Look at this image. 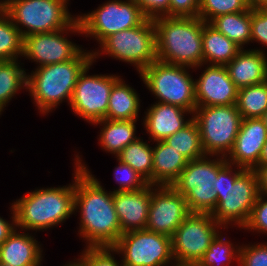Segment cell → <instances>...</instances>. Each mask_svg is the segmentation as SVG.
<instances>
[{"label":"cell","instance_id":"1","mask_svg":"<svg viewBox=\"0 0 267 266\" xmlns=\"http://www.w3.org/2000/svg\"><path fill=\"white\" fill-rule=\"evenodd\" d=\"M75 156V205L79 212V237L85 247H113L123 234L113 203V191H107L91 173L87 164Z\"/></svg>","mask_w":267,"mask_h":266},{"label":"cell","instance_id":"2","mask_svg":"<svg viewBox=\"0 0 267 266\" xmlns=\"http://www.w3.org/2000/svg\"><path fill=\"white\" fill-rule=\"evenodd\" d=\"M212 187L217 193L212 218L223 229H228V225L243 229L259 196L256 171L228 163L225 157L218 156V176Z\"/></svg>","mask_w":267,"mask_h":266},{"label":"cell","instance_id":"3","mask_svg":"<svg viewBox=\"0 0 267 266\" xmlns=\"http://www.w3.org/2000/svg\"><path fill=\"white\" fill-rule=\"evenodd\" d=\"M73 181L69 185L37 188L12 203L16 228L22 231H47L63 224L74 214L75 163Z\"/></svg>","mask_w":267,"mask_h":266},{"label":"cell","instance_id":"4","mask_svg":"<svg viewBox=\"0 0 267 266\" xmlns=\"http://www.w3.org/2000/svg\"><path fill=\"white\" fill-rule=\"evenodd\" d=\"M93 62L92 51L83 50L75 59L36 67L27 73L26 91L42 115L52 113L60 103L70 105L80 74Z\"/></svg>","mask_w":267,"mask_h":266},{"label":"cell","instance_id":"5","mask_svg":"<svg viewBox=\"0 0 267 266\" xmlns=\"http://www.w3.org/2000/svg\"><path fill=\"white\" fill-rule=\"evenodd\" d=\"M153 20L158 61L192 69L203 64V20L199 17L167 16Z\"/></svg>","mask_w":267,"mask_h":266},{"label":"cell","instance_id":"6","mask_svg":"<svg viewBox=\"0 0 267 266\" xmlns=\"http://www.w3.org/2000/svg\"><path fill=\"white\" fill-rule=\"evenodd\" d=\"M100 47L92 50L93 62L102 54L112 59L134 65L138 74L157 60L156 31L152 19H147L142 25L131 29L115 32L106 37Z\"/></svg>","mask_w":267,"mask_h":266},{"label":"cell","instance_id":"7","mask_svg":"<svg viewBox=\"0 0 267 266\" xmlns=\"http://www.w3.org/2000/svg\"><path fill=\"white\" fill-rule=\"evenodd\" d=\"M191 67L156 60L139 75L156 102L181 107L192 113L197 107Z\"/></svg>","mask_w":267,"mask_h":266},{"label":"cell","instance_id":"8","mask_svg":"<svg viewBox=\"0 0 267 266\" xmlns=\"http://www.w3.org/2000/svg\"><path fill=\"white\" fill-rule=\"evenodd\" d=\"M69 0H17L3 11L22 36L48 33L70 27L77 15H71Z\"/></svg>","mask_w":267,"mask_h":266},{"label":"cell","instance_id":"9","mask_svg":"<svg viewBox=\"0 0 267 266\" xmlns=\"http://www.w3.org/2000/svg\"><path fill=\"white\" fill-rule=\"evenodd\" d=\"M192 115L199 128L205 154L226 157L234 145L242 121L236 104L197 106Z\"/></svg>","mask_w":267,"mask_h":266},{"label":"cell","instance_id":"10","mask_svg":"<svg viewBox=\"0 0 267 266\" xmlns=\"http://www.w3.org/2000/svg\"><path fill=\"white\" fill-rule=\"evenodd\" d=\"M217 176L218 155H206L188 161L172 186L185 197L191 213H212L217 204L212 187Z\"/></svg>","mask_w":267,"mask_h":266},{"label":"cell","instance_id":"11","mask_svg":"<svg viewBox=\"0 0 267 266\" xmlns=\"http://www.w3.org/2000/svg\"><path fill=\"white\" fill-rule=\"evenodd\" d=\"M85 37L100 44L109 35L142 25L148 18L135 0H107L95 10L77 15Z\"/></svg>","mask_w":267,"mask_h":266},{"label":"cell","instance_id":"12","mask_svg":"<svg viewBox=\"0 0 267 266\" xmlns=\"http://www.w3.org/2000/svg\"><path fill=\"white\" fill-rule=\"evenodd\" d=\"M113 248L123 266H165L174 260L172 238L147 229L123 233Z\"/></svg>","mask_w":267,"mask_h":266},{"label":"cell","instance_id":"13","mask_svg":"<svg viewBox=\"0 0 267 266\" xmlns=\"http://www.w3.org/2000/svg\"><path fill=\"white\" fill-rule=\"evenodd\" d=\"M93 63L80 74L70 102L71 110L92 125L105 119L113 85L122 77L117 74L88 75Z\"/></svg>","mask_w":267,"mask_h":266},{"label":"cell","instance_id":"14","mask_svg":"<svg viewBox=\"0 0 267 266\" xmlns=\"http://www.w3.org/2000/svg\"><path fill=\"white\" fill-rule=\"evenodd\" d=\"M221 230L211 213H190L172 236L173 258L198 264Z\"/></svg>","mask_w":267,"mask_h":266},{"label":"cell","instance_id":"15","mask_svg":"<svg viewBox=\"0 0 267 266\" xmlns=\"http://www.w3.org/2000/svg\"><path fill=\"white\" fill-rule=\"evenodd\" d=\"M73 33L83 35L78 19L62 30L27 35L24 37L22 57L34 61L38 65L36 67L73 60L84 50L67 39L68 35Z\"/></svg>","mask_w":267,"mask_h":266},{"label":"cell","instance_id":"16","mask_svg":"<svg viewBox=\"0 0 267 266\" xmlns=\"http://www.w3.org/2000/svg\"><path fill=\"white\" fill-rule=\"evenodd\" d=\"M190 213L185 197L172 185H151L147 230L172 238Z\"/></svg>","mask_w":267,"mask_h":266},{"label":"cell","instance_id":"17","mask_svg":"<svg viewBox=\"0 0 267 266\" xmlns=\"http://www.w3.org/2000/svg\"><path fill=\"white\" fill-rule=\"evenodd\" d=\"M199 78L194 79L197 106H229L237 103L238 88L229 77L225 65L202 64ZM202 67V68H201ZM195 69V70H194Z\"/></svg>","mask_w":267,"mask_h":266},{"label":"cell","instance_id":"18","mask_svg":"<svg viewBox=\"0 0 267 266\" xmlns=\"http://www.w3.org/2000/svg\"><path fill=\"white\" fill-rule=\"evenodd\" d=\"M267 140V127L261 118L242 119L234 145L225 157L228 163L255 170Z\"/></svg>","mask_w":267,"mask_h":266},{"label":"cell","instance_id":"19","mask_svg":"<svg viewBox=\"0 0 267 266\" xmlns=\"http://www.w3.org/2000/svg\"><path fill=\"white\" fill-rule=\"evenodd\" d=\"M113 203L122 233L146 229L151 204V184L134 191L113 192Z\"/></svg>","mask_w":267,"mask_h":266},{"label":"cell","instance_id":"20","mask_svg":"<svg viewBox=\"0 0 267 266\" xmlns=\"http://www.w3.org/2000/svg\"><path fill=\"white\" fill-rule=\"evenodd\" d=\"M146 110L142 125L149 134V140L153 142L165 140L186 126L193 118L191 111L171 104L155 102ZM189 114L191 117L186 119L185 116Z\"/></svg>","mask_w":267,"mask_h":266},{"label":"cell","instance_id":"21","mask_svg":"<svg viewBox=\"0 0 267 266\" xmlns=\"http://www.w3.org/2000/svg\"><path fill=\"white\" fill-rule=\"evenodd\" d=\"M266 48L241 49L239 53L225 65L229 77L238 89L259 84L267 80Z\"/></svg>","mask_w":267,"mask_h":266},{"label":"cell","instance_id":"22","mask_svg":"<svg viewBox=\"0 0 267 266\" xmlns=\"http://www.w3.org/2000/svg\"><path fill=\"white\" fill-rule=\"evenodd\" d=\"M16 228L0 246V264L9 266H41L43 249L32 234Z\"/></svg>","mask_w":267,"mask_h":266},{"label":"cell","instance_id":"23","mask_svg":"<svg viewBox=\"0 0 267 266\" xmlns=\"http://www.w3.org/2000/svg\"><path fill=\"white\" fill-rule=\"evenodd\" d=\"M153 143V185H172L189 160L164 140Z\"/></svg>","mask_w":267,"mask_h":266},{"label":"cell","instance_id":"24","mask_svg":"<svg viewBox=\"0 0 267 266\" xmlns=\"http://www.w3.org/2000/svg\"><path fill=\"white\" fill-rule=\"evenodd\" d=\"M137 120H108L103 119L93 125L100 127L98 143L101 149L117 156L127 145L136 141Z\"/></svg>","mask_w":267,"mask_h":266},{"label":"cell","instance_id":"25","mask_svg":"<svg viewBox=\"0 0 267 266\" xmlns=\"http://www.w3.org/2000/svg\"><path fill=\"white\" fill-rule=\"evenodd\" d=\"M235 42L203 21L202 50L203 64L226 65L241 50Z\"/></svg>","mask_w":267,"mask_h":266},{"label":"cell","instance_id":"26","mask_svg":"<svg viewBox=\"0 0 267 266\" xmlns=\"http://www.w3.org/2000/svg\"><path fill=\"white\" fill-rule=\"evenodd\" d=\"M138 92L120 78L114 85L108 101L105 119L136 120L139 118L141 99Z\"/></svg>","mask_w":267,"mask_h":266},{"label":"cell","instance_id":"27","mask_svg":"<svg viewBox=\"0 0 267 266\" xmlns=\"http://www.w3.org/2000/svg\"><path fill=\"white\" fill-rule=\"evenodd\" d=\"M209 24L242 49L251 42V8L218 16Z\"/></svg>","mask_w":267,"mask_h":266},{"label":"cell","instance_id":"28","mask_svg":"<svg viewBox=\"0 0 267 266\" xmlns=\"http://www.w3.org/2000/svg\"><path fill=\"white\" fill-rule=\"evenodd\" d=\"M18 59L0 61V116L18 91L27 89V72Z\"/></svg>","mask_w":267,"mask_h":266},{"label":"cell","instance_id":"29","mask_svg":"<svg viewBox=\"0 0 267 266\" xmlns=\"http://www.w3.org/2000/svg\"><path fill=\"white\" fill-rule=\"evenodd\" d=\"M146 142L139 137L127 145L115 158L129 164L148 184L153 185V147Z\"/></svg>","mask_w":267,"mask_h":266},{"label":"cell","instance_id":"30","mask_svg":"<svg viewBox=\"0 0 267 266\" xmlns=\"http://www.w3.org/2000/svg\"><path fill=\"white\" fill-rule=\"evenodd\" d=\"M236 106L242 119L261 118L267 111V80L238 89Z\"/></svg>","mask_w":267,"mask_h":266},{"label":"cell","instance_id":"31","mask_svg":"<svg viewBox=\"0 0 267 266\" xmlns=\"http://www.w3.org/2000/svg\"><path fill=\"white\" fill-rule=\"evenodd\" d=\"M164 141L189 161L206 156L198 125L193 118L186 126L167 137Z\"/></svg>","mask_w":267,"mask_h":266},{"label":"cell","instance_id":"32","mask_svg":"<svg viewBox=\"0 0 267 266\" xmlns=\"http://www.w3.org/2000/svg\"><path fill=\"white\" fill-rule=\"evenodd\" d=\"M24 37L10 17L0 10V61L19 59L23 55Z\"/></svg>","mask_w":267,"mask_h":266},{"label":"cell","instance_id":"33","mask_svg":"<svg viewBox=\"0 0 267 266\" xmlns=\"http://www.w3.org/2000/svg\"><path fill=\"white\" fill-rule=\"evenodd\" d=\"M222 235L220 231L212 240L198 266H230L233 261L239 263L240 246L233 244L229 239L226 240Z\"/></svg>","mask_w":267,"mask_h":266},{"label":"cell","instance_id":"34","mask_svg":"<svg viewBox=\"0 0 267 266\" xmlns=\"http://www.w3.org/2000/svg\"><path fill=\"white\" fill-rule=\"evenodd\" d=\"M249 9L246 0H200L198 17L206 23L228 13H237Z\"/></svg>","mask_w":267,"mask_h":266},{"label":"cell","instance_id":"35","mask_svg":"<svg viewBox=\"0 0 267 266\" xmlns=\"http://www.w3.org/2000/svg\"><path fill=\"white\" fill-rule=\"evenodd\" d=\"M118 166L113 171L114 178L119 187L114 188L113 192L134 191L142 189L148 185V182L138 174L129 164L123 163L117 159Z\"/></svg>","mask_w":267,"mask_h":266},{"label":"cell","instance_id":"36","mask_svg":"<svg viewBox=\"0 0 267 266\" xmlns=\"http://www.w3.org/2000/svg\"><path fill=\"white\" fill-rule=\"evenodd\" d=\"M114 254L116 250L113 247H84L80 257L84 266H123Z\"/></svg>","mask_w":267,"mask_h":266},{"label":"cell","instance_id":"37","mask_svg":"<svg viewBox=\"0 0 267 266\" xmlns=\"http://www.w3.org/2000/svg\"><path fill=\"white\" fill-rule=\"evenodd\" d=\"M240 245L237 266H267V242Z\"/></svg>","mask_w":267,"mask_h":266},{"label":"cell","instance_id":"38","mask_svg":"<svg viewBox=\"0 0 267 266\" xmlns=\"http://www.w3.org/2000/svg\"><path fill=\"white\" fill-rule=\"evenodd\" d=\"M267 195L259 194L243 229L267 235Z\"/></svg>","mask_w":267,"mask_h":266},{"label":"cell","instance_id":"39","mask_svg":"<svg viewBox=\"0 0 267 266\" xmlns=\"http://www.w3.org/2000/svg\"><path fill=\"white\" fill-rule=\"evenodd\" d=\"M267 48V8L251 9V43Z\"/></svg>","mask_w":267,"mask_h":266},{"label":"cell","instance_id":"40","mask_svg":"<svg viewBox=\"0 0 267 266\" xmlns=\"http://www.w3.org/2000/svg\"><path fill=\"white\" fill-rule=\"evenodd\" d=\"M200 0H170L169 17H198Z\"/></svg>","mask_w":267,"mask_h":266},{"label":"cell","instance_id":"41","mask_svg":"<svg viewBox=\"0 0 267 266\" xmlns=\"http://www.w3.org/2000/svg\"><path fill=\"white\" fill-rule=\"evenodd\" d=\"M148 19L169 17L170 0H135Z\"/></svg>","mask_w":267,"mask_h":266},{"label":"cell","instance_id":"42","mask_svg":"<svg viewBox=\"0 0 267 266\" xmlns=\"http://www.w3.org/2000/svg\"><path fill=\"white\" fill-rule=\"evenodd\" d=\"M12 216L10 221L0 216V246L7 240L10 234L16 229V214L13 205L10 206Z\"/></svg>","mask_w":267,"mask_h":266},{"label":"cell","instance_id":"43","mask_svg":"<svg viewBox=\"0 0 267 266\" xmlns=\"http://www.w3.org/2000/svg\"><path fill=\"white\" fill-rule=\"evenodd\" d=\"M255 171L258 176L259 194L267 195V165L258 166Z\"/></svg>","mask_w":267,"mask_h":266},{"label":"cell","instance_id":"44","mask_svg":"<svg viewBox=\"0 0 267 266\" xmlns=\"http://www.w3.org/2000/svg\"><path fill=\"white\" fill-rule=\"evenodd\" d=\"M249 8L251 9H261L267 8V0H246Z\"/></svg>","mask_w":267,"mask_h":266},{"label":"cell","instance_id":"45","mask_svg":"<svg viewBox=\"0 0 267 266\" xmlns=\"http://www.w3.org/2000/svg\"><path fill=\"white\" fill-rule=\"evenodd\" d=\"M264 165H267V140L265 144L263 145L260 158H259V162H258V166H264Z\"/></svg>","mask_w":267,"mask_h":266},{"label":"cell","instance_id":"46","mask_svg":"<svg viewBox=\"0 0 267 266\" xmlns=\"http://www.w3.org/2000/svg\"><path fill=\"white\" fill-rule=\"evenodd\" d=\"M174 262V263H173ZM198 266L197 263L194 262H187V261H180V260H172L170 263H167L165 266Z\"/></svg>","mask_w":267,"mask_h":266},{"label":"cell","instance_id":"47","mask_svg":"<svg viewBox=\"0 0 267 266\" xmlns=\"http://www.w3.org/2000/svg\"><path fill=\"white\" fill-rule=\"evenodd\" d=\"M64 266H84L82 258L79 256L72 261H69L67 264H63Z\"/></svg>","mask_w":267,"mask_h":266},{"label":"cell","instance_id":"48","mask_svg":"<svg viewBox=\"0 0 267 266\" xmlns=\"http://www.w3.org/2000/svg\"><path fill=\"white\" fill-rule=\"evenodd\" d=\"M15 1L17 0H0V10H4L6 7H8L11 3Z\"/></svg>","mask_w":267,"mask_h":266},{"label":"cell","instance_id":"49","mask_svg":"<svg viewBox=\"0 0 267 266\" xmlns=\"http://www.w3.org/2000/svg\"><path fill=\"white\" fill-rule=\"evenodd\" d=\"M261 119L263 120L265 126L267 127V111L263 114V116L261 117Z\"/></svg>","mask_w":267,"mask_h":266},{"label":"cell","instance_id":"50","mask_svg":"<svg viewBox=\"0 0 267 266\" xmlns=\"http://www.w3.org/2000/svg\"><path fill=\"white\" fill-rule=\"evenodd\" d=\"M0 266H9V265H7V264H0Z\"/></svg>","mask_w":267,"mask_h":266}]
</instances>
